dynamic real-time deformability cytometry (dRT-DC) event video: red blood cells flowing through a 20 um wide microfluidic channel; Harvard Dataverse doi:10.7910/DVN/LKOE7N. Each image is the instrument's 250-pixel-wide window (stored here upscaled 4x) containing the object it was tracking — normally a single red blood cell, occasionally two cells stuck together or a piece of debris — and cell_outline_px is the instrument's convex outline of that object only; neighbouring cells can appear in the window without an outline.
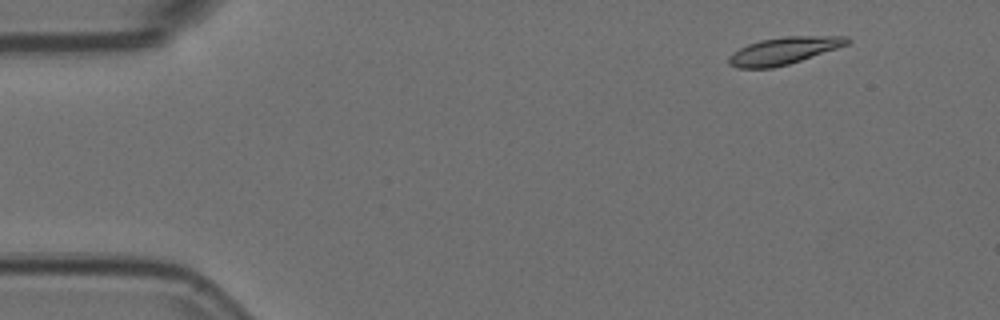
{"species": "Egyptian fruit bat (a non-hibernating species)", "species_latin": "Rousettus aegyptiacus", "temperature_condition": "room temperature", "stored_images_in_passage": 21, "camera_frame_rate_fps": 3000, "um_per_image_px": 0.085, "animal": {"sex": "female"}, "frame": {"image": 1, "passage_image": 5, "time_ms": 1.333, "image_size_px": [1000, 320], "cell_outline_px": [[852, 40], [848, 44], [788, 64], [772, 68], [736, 68], [728, 64], [728, 56], [732, 52], [748, 44], [760, 40], [784, 36], [848, 36]], "centroid_in_image_um": [66.58, 4.31], "position_along_channel_um": 18.4, "area_um2": 18.67}}
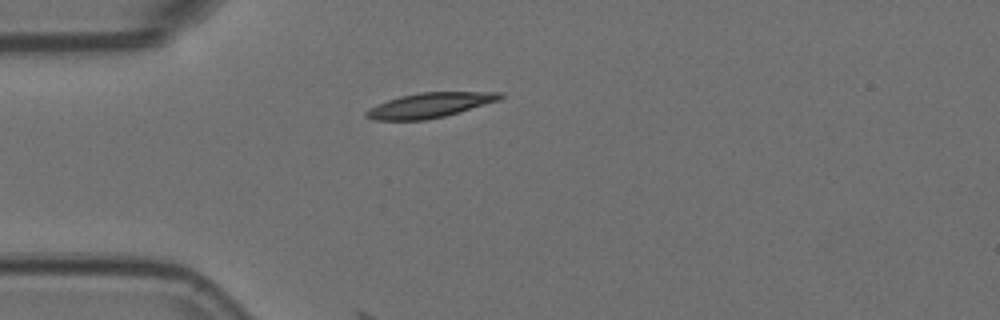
{"frame": {"image": 2, "passage_image": 14, "time_ms": 4.333, "image_size_px": [1000, 320], "cell_outline_px": [[504, 96], [500, 100], [444, 116], [424, 120], [376, 120], [364, 116], [364, 112], [388, 100], [400, 96], [420, 92], [504, 92]], "centroid_in_image_um": [36.56, 8.93], "position_along_channel_um": 48.4, "area_um2": 19.13}}